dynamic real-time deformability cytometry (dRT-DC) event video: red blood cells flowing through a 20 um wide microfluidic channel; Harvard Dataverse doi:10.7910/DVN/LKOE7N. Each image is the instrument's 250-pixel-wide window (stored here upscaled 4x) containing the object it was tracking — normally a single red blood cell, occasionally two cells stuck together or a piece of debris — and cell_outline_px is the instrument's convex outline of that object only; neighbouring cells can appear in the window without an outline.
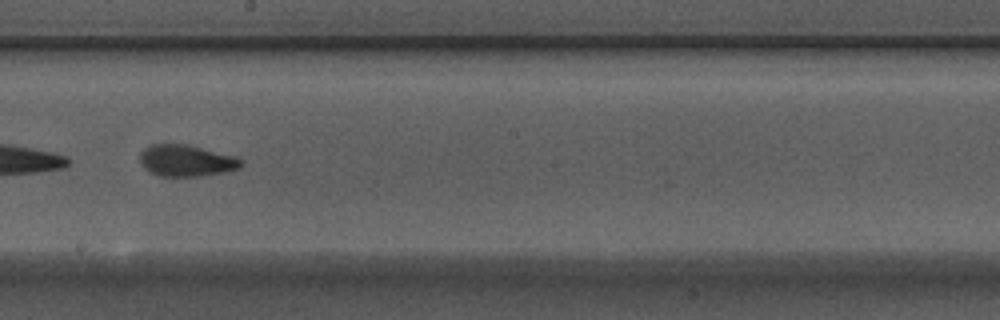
{"species": "Egyptian fruit bat (a non-hibernating species)", "species_latin": "Rousettus aegyptiacus", "temperature_condition": "warm", "stored_images_in_passage": 31, "camera_frame_rate_fps": 3000, "um_per_image_px": 0.085, "animal": {"sex": "male"}, "frame": {"image": 1, "passage_image": 14, "time_ms": 4.333, "image_size_px": [1000, 320], "cell_outline_px": [[244, 164], [240, 168], [224, 172], [196, 176], [160, 176], [144, 168], [140, 160], [140, 152], [144, 148], [152, 144], [188, 144], [232, 156], [244, 160]], "centroid_in_image_um": [15.83, 13.65], "position_along_channel_um": 232.4, "area_um2": 18.44}}